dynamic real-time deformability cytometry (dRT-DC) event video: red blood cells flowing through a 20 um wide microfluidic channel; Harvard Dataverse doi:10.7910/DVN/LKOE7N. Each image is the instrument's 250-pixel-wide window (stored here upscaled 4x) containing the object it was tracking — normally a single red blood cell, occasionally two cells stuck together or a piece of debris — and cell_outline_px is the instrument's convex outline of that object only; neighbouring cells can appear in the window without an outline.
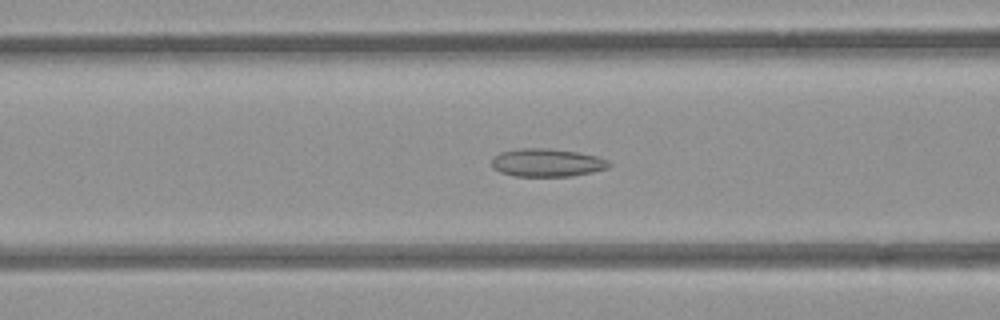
{"species": "common noctule bat (a hibernating species)", "species_latin": "Nyctalus noctula", "temperature_condition": "room temperature", "stored_images_in_passage": 55, "camera_frame_rate_fps": 3000, "um_per_image_px": 0.085, "animal": {"sex": "female", "body_mass_g": 21.9}, "frame": {"image": 1, "passage_image": 22, "time_ms": 7.0, "image_size_px": [1000, 320], "cell_outline_px": [[612, 164], [608, 168], [592, 172], [572, 176], [516, 176], [500, 172], [492, 168], [492, 156], [500, 152], [520, 148], [544, 148], [576, 152], [596, 156], [608, 160]], "centroid_in_image_um": [46.47, 13.83], "position_along_channel_um": 120.1, "area_um2": 19.19}}
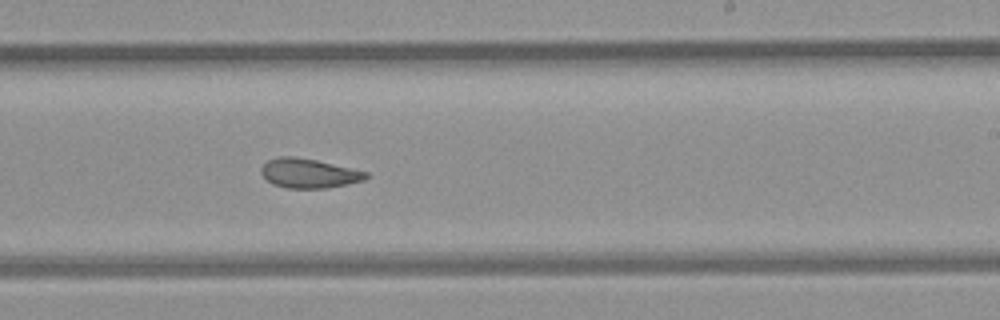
{"frame": {"image": 2, "passage_image": 33, "time_ms": 10.667, "image_size_px": [1000, 320], "cell_outline_px": [[368, 176], [364, 180], [348, 184], [328, 188], [288, 188], [272, 184], [260, 172], [260, 168], [268, 160], [280, 156], [292, 156], [316, 160], [368, 172]], "centroid_in_image_um": [26.24, 14.73], "position_along_channel_um": 262.8, "area_um2": 17.86}}
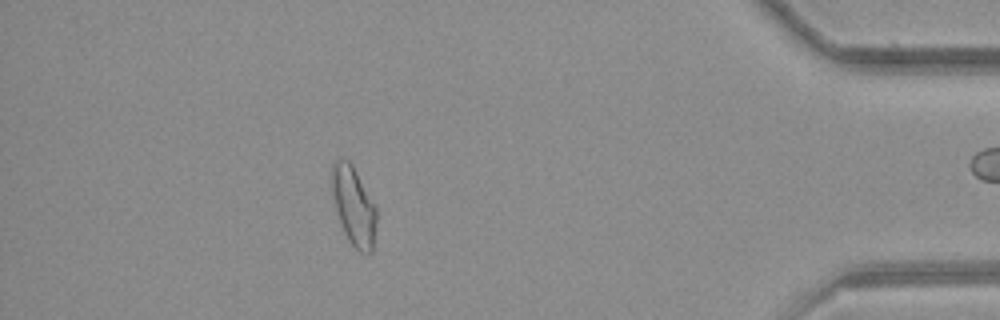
{"frame": {"image": 3, "passage_image": 48, "time_ms": 15.667, "image_size_px": [1000, 320], "cell_outline_px": [[376, 220], [372, 252], [368, 256], [360, 252], [348, 240], [344, 232], [336, 208], [332, 192], [332, 164], [340, 156], [348, 160], [352, 164], [376, 208]], "centroid_in_image_um": [30.06, 17.51], "position_along_channel_um": 405.1, "area_um2": 20.17}, "authors_computed_cell_mechanics": {"area_um2": 19.9988, "velocity_mm_per_s": 3.886, "shape_relaxation_time_tau1_ms": null, "shape_relaxation_time_tau2_ms": 2.7162, "deformation_change_tau1": null, "deformation_change_tau2": 0.0805}}